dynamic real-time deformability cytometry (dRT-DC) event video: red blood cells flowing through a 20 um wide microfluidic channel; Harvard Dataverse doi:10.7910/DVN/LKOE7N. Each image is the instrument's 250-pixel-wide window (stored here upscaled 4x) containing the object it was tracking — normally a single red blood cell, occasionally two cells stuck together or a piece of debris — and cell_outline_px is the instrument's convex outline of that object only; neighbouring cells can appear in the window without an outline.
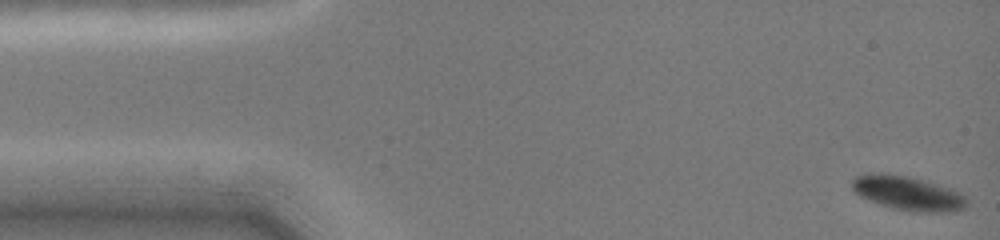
{"species": "common noctule bat (a hibernating species)", "species_latin": "Nyctalus noctula", "temperature_condition": "cold", "stored_images_in_passage": 22, "camera_frame_rate_fps": 3000, "um_per_image_px": 0.085, "animal": {"sex": "female", "body_mass_g": 19.0, "forearm_length_mm": 51.5}, "frame": {"image": 1, "passage_image": 1, "time_ms": 0.0, "image_size_px": [1000, 240], "cell_outline_px": [[968, 204], [964, 208], [956, 212], [908, 212], [892, 208], [880, 204], [860, 196], [852, 188], [852, 180], [856, 176], [872, 172], [880, 172], [908, 176], [952, 188], [960, 192], [968, 200]], "centroid_in_image_um": [77.2, 16.43], "position_along_channel_um": 7.8, "area_um2": 23.18}}
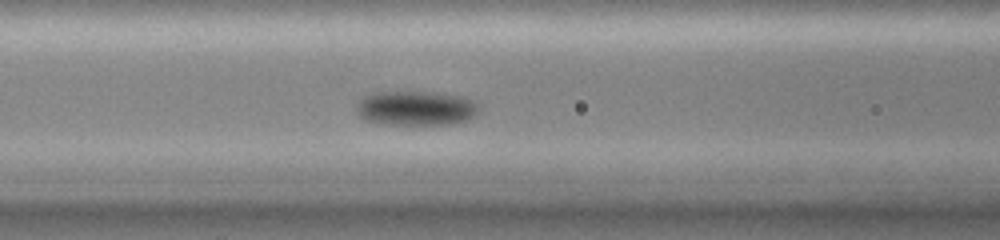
{"frame": {"image": 2, "passage_image": 16, "time_ms": 6.0, "image_size_px": [1000, 240], "cell_outline_px": [[480, 104], [476, 112], [472, 116], [464, 120], [448, 124], [384, 124], [364, 120], [356, 112], [356, 108], [360, 100], [364, 96], [372, 92], [436, 92], [464, 96]], "centroid_in_image_um": [35.32, 9.18], "position_along_channel_um": 131.3, "area_um2": 24.62}}
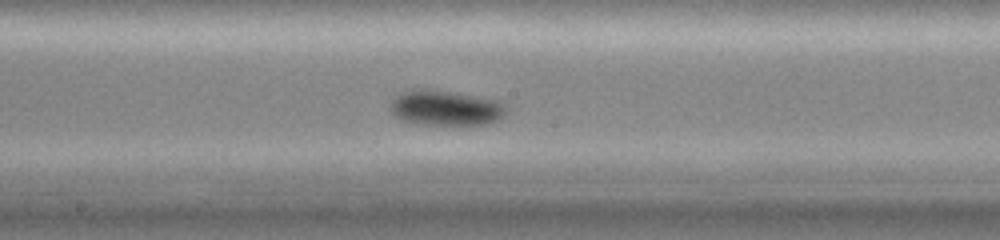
{"frame": {"image": 3, "passage_image": 22, "time_ms": 8.0, "image_size_px": [1000, 240], "cell_outline_px": [[508, 108], [504, 116], [496, 120], [484, 124], [444, 128], [420, 124], [404, 120], [396, 116], [388, 108], [392, 100], [400, 92], [412, 88], [428, 88], [500, 100]], "centroid_in_image_um": [37.87, 9.2], "position_along_channel_um": 210.3, "area_um2": 24.85}}